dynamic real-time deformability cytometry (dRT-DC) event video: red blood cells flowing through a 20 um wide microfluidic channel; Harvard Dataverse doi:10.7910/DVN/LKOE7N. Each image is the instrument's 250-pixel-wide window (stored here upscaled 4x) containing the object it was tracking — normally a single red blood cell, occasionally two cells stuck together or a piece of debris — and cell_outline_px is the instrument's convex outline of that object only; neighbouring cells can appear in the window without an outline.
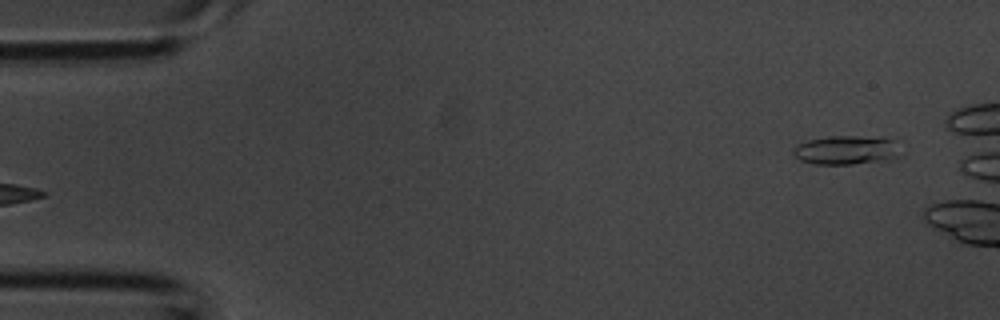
{"species": "common noctule bat (a hibernating species)", "species_latin": "Nyctalus noctula", "temperature_condition": "room temperature", "stored_images_in_passage": 3, "camera_frame_rate_fps": 3000, "um_per_image_px": 0.085, "animal": {"sex": "male", "body_mass_g": 20.1, "forearm_length_mm": 53.5}, "frame": {"image": 1, "passage_image": 3, "time_ms": 0.667, "image_size_px": [1000, 320], "cell_outline_px": [[904, 156], [888, 160], [852, 164], [816, 164], [800, 160], [792, 152], [792, 148], [796, 144], [808, 140], [828, 136], [880, 136], [896, 140]], "centroid_in_image_um": [72.03, 12.74], "position_along_channel_um": 13.0, "area_um2": 18.73}}